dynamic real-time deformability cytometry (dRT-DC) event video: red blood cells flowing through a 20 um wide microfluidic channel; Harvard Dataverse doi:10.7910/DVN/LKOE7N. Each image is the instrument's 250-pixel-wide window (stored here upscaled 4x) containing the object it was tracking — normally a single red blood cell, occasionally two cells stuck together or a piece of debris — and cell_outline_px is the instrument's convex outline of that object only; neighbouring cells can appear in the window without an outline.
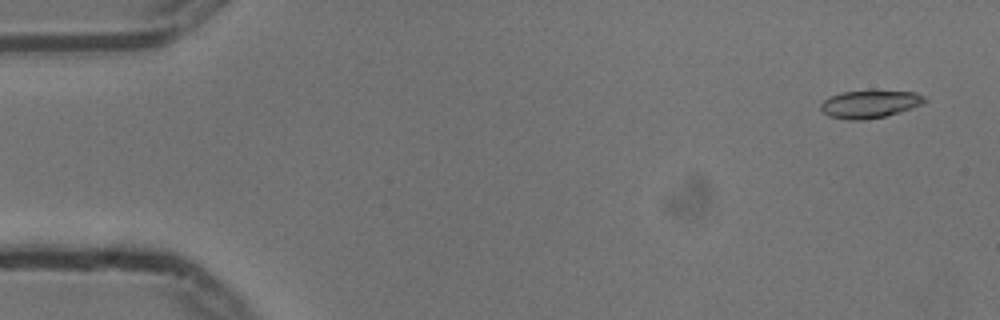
{"species": "common noctule bat (a hibernating species)", "species_latin": "Nyctalus noctula", "temperature_condition": "cold", "stored_images_in_passage": 55, "camera_frame_rate_fps": 3000, "um_per_image_px": 0.085, "animal": {"sex": "male", "body_mass_g": 13.3}, "frame": {"image": 1, "passage_image": 3, "time_ms": 0.667, "image_size_px": [1000, 320], "cell_outline_px": [[928, 100], [924, 104], [900, 112], [884, 116], [864, 120], [848, 120], [828, 116], [820, 108], [820, 104], [828, 96], [844, 92], [916, 92], [924, 96]], "centroid_in_image_um": [73.93, 8.87], "position_along_channel_um": 11.1, "area_um2": 16.53}}
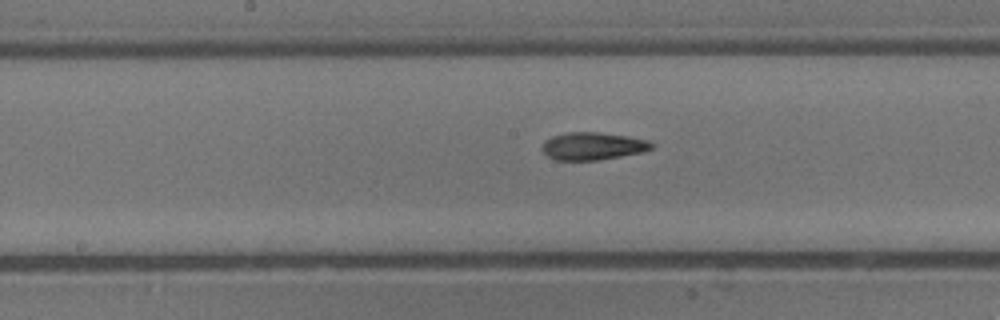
{"frame": {"image": 2, "passage_image": 28, "time_ms": 9.0, "image_size_px": [1000, 320], "cell_outline_px": [[652, 148], [644, 152], [596, 160], [556, 160], [548, 156], [540, 148], [544, 140], [552, 136], [568, 132], [600, 132], [628, 136], [648, 140], [652, 144]], "centroid_in_image_um": [50.36, 12.41], "position_along_channel_um": 197.8, "area_um2": 17.63}}
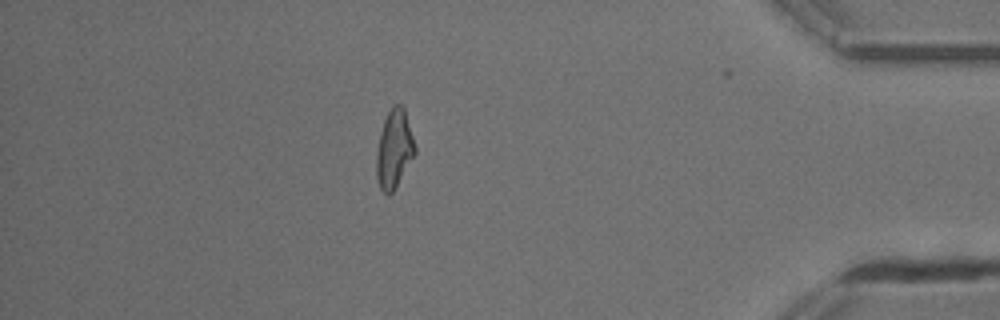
{"frame": {"image": 3, "passage_image": 48, "time_ms": 15.667, "image_size_px": [1000, 320], "cell_outline_px": [[416, 152], [392, 192], [388, 196], [380, 188], [376, 180], [376, 152], [380, 132], [384, 120], [392, 104], [400, 104], [404, 108], [416, 148]], "centroid_in_image_um": [33.48, 12.66], "position_along_channel_um": 401.7, "area_um2": 17.46}, "authors_computed_cell_mechanics": {"area_um2": 17.3978, "velocity_mm_per_s": 3.732, "shape_relaxation_time_tau1_ms": 6.245, "shape_relaxation_time_tau2_ms": 3.1204, "deformation_change_tau1": 0.1725, "deformation_change_tau2": 0.1074}}